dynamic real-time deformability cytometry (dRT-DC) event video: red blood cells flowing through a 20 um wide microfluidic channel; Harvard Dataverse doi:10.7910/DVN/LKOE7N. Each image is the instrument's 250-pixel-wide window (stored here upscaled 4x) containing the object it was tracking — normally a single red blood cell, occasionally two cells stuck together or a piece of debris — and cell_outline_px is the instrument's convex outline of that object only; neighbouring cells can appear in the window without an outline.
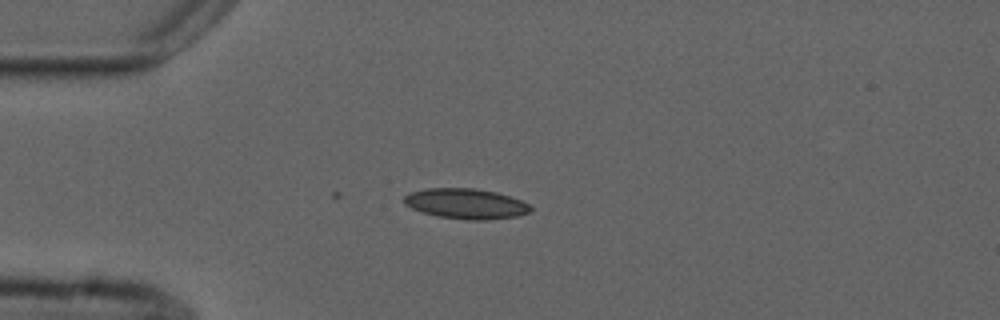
{"species": "common noctule bat (a hibernating species)", "species_latin": "Nyctalus noctula", "temperature_condition": "cold", "stored_images_in_passage": 4, "camera_frame_rate_fps": 3000, "um_per_image_px": 0.085, "animal": {"sex": "male", "forearm_length_mm": 52.5}, "frame": {"image": 1, "passage_image": 1, "time_ms": 0.0, "image_size_px": [1000, 320], "cell_outline_px": [[532, 212], [516, 216], [484, 220], [468, 220], [436, 216], [412, 208], [404, 204], [404, 196], [408, 192], [424, 188], [476, 188], [496, 192], [520, 200], [528, 204], [532, 208]], "centroid_in_image_um": [39.58, 17.31], "position_along_channel_um": 45.4, "area_um2": 22.37}}